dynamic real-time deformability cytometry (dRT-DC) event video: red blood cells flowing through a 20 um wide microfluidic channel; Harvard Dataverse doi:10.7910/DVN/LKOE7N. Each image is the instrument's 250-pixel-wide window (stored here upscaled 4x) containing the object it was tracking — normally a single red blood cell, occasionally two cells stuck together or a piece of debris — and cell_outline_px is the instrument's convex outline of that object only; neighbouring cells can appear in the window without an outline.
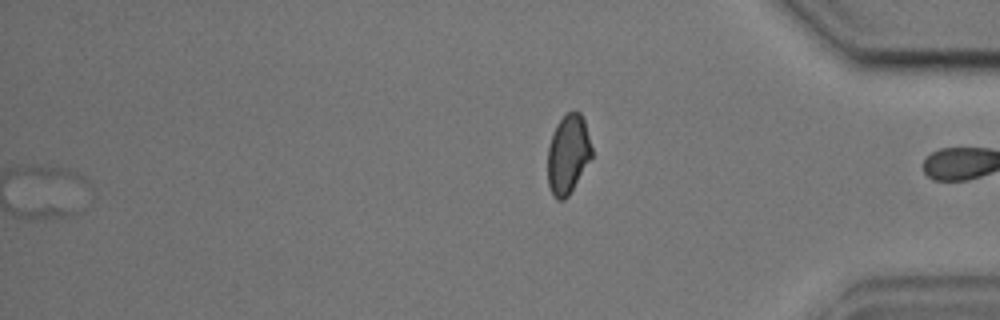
{"species": "common noctule bat (a hibernating species)", "species_latin": "Nyctalus noctula", "temperature_condition": "cold", "stored_images_in_passage": 60, "segment_of_instrument_passage": [3, 3], "camera_frame_rate_fps": 3000, "um_per_image_px": 0.085, "animal": {"sex": "male", "body_mass_g": 17.9, "forearm_length_mm": 54.2}, "frame": {"image": 1, "passage_image": 60, "time_ms": 19.667, "image_size_px": [1000, 320], "cell_outline_px": [[592, 156], [568, 196], [564, 200], [556, 200], [552, 196], [548, 184], [548, 148], [552, 132], [556, 124], [568, 112], [580, 112], [584, 120], [592, 148]], "centroid_in_image_um": [48.26, 13.13], "position_along_channel_um": 386.9, "area_um2": 20.23}}